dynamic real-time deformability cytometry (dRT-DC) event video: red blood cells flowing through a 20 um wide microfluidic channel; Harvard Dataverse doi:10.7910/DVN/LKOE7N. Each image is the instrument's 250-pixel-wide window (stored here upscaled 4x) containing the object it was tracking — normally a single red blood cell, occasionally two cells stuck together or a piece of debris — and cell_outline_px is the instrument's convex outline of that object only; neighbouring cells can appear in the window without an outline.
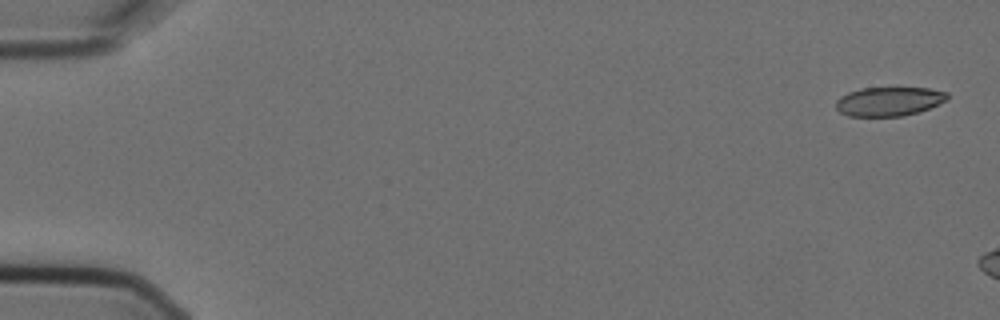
{"species": "Egyptian fruit bat (a non-hibernating species)", "species_latin": "Rousettus aegyptiacus", "temperature_condition": "cold", "stored_images_in_passage": 3, "camera_frame_rate_fps": 3000, "um_per_image_px": 0.085, "animal": {"sex": "female"}, "frame": {"image": 1, "passage_image": 1, "time_ms": 0.0, "image_size_px": [1000, 320], "cell_outline_px": [[948, 100], [928, 108], [904, 116], [848, 116], [840, 112], [836, 108], [836, 100], [840, 96], [848, 92], [860, 88], [928, 88], [948, 92]], "centroid_in_image_um": [75.55, 8.61], "position_along_channel_um": 9.5, "area_um2": 18.84}}